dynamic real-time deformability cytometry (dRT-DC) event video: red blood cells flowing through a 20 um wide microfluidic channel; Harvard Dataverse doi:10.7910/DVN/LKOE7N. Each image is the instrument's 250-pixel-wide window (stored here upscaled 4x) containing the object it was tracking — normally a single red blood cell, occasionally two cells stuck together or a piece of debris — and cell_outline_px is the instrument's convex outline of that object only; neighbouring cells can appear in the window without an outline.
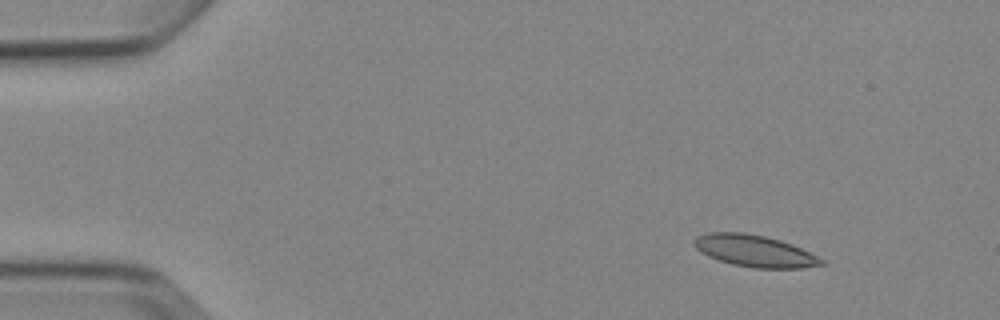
{"species": "Egyptian fruit bat (a non-hibernating species)", "species_latin": "Rousettus aegyptiacus", "temperature_condition": "cold", "stored_images_in_passage": 5, "camera_frame_rate_fps": 3000, "um_per_image_px": 0.085, "animal": {"sex": "female"}, "frame": {"image": 1, "passage_image": 2, "time_ms": 1.333, "image_size_px": [1000, 320], "cell_outline_px": [[828, 264], [800, 268], [752, 268], [732, 264], [708, 256], [696, 248], [696, 236], [708, 232], [744, 232], [764, 236], [780, 240], [792, 244], [824, 260]], "centroid_in_image_um": [64.17, 21.33], "position_along_channel_um": 20.8, "area_um2": 23.35}}
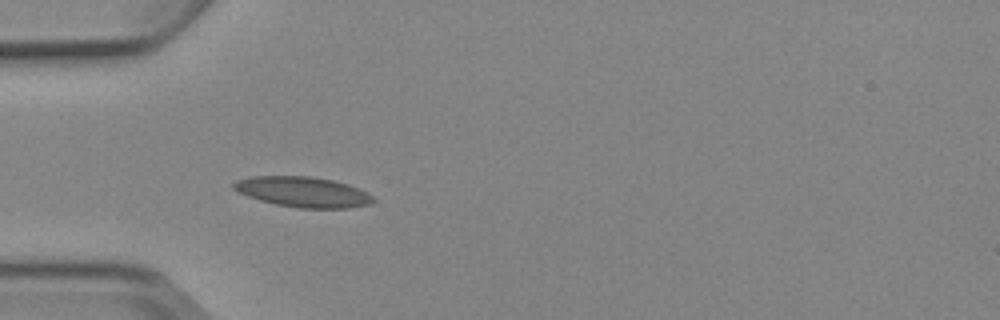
{"frame": {"image": 2, "passage_image": 5, "time_ms": 4.667, "image_size_px": [1000, 320], "cell_outline_px": [[376, 200], [368, 204], [348, 208], [300, 208], [276, 204], [260, 200], [248, 196], [232, 188], [232, 184], [236, 180], [252, 176], [312, 176], [332, 180], [348, 184], [372, 196]], "centroid_in_image_um": [25.72, 16.31], "position_along_channel_um": 59.3, "area_um2": 24.45}}